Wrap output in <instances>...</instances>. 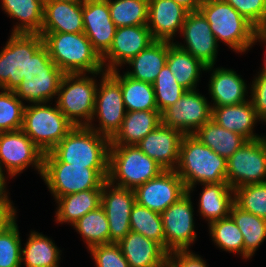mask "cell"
Segmentation results:
<instances>
[{"instance_id": "cell-44", "label": "cell", "mask_w": 266, "mask_h": 267, "mask_svg": "<svg viewBox=\"0 0 266 267\" xmlns=\"http://www.w3.org/2000/svg\"><path fill=\"white\" fill-rule=\"evenodd\" d=\"M21 263V240L14 220L0 234V267H20Z\"/></svg>"}, {"instance_id": "cell-40", "label": "cell", "mask_w": 266, "mask_h": 267, "mask_svg": "<svg viewBox=\"0 0 266 267\" xmlns=\"http://www.w3.org/2000/svg\"><path fill=\"white\" fill-rule=\"evenodd\" d=\"M208 224L211 236L218 247L233 253L240 252L244 257L243 235L230 216Z\"/></svg>"}, {"instance_id": "cell-50", "label": "cell", "mask_w": 266, "mask_h": 267, "mask_svg": "<svg viewBox=\"0 0 266 267\" xmlns=\"http://www.w3.org/2000/svg\"><path fill=\"white\" fill-rule=\"evenodd\" d=\"M177 4L183 6L189 12L198 11L202 0H173Z\"/></svg>"}, {"instance_id": "cell-35", "label": "cell", "mask_w": 266, "mask_h": 267, "mask_svg": "<svg viewBox=\"0 0 266 267\" xmlns=\"http://www.w3.org/2000/svg\"><path fill=\"white\" fill-rule=\"evenodd\" d=\"M229 216L243 235L244 258L253 256V253L266 238V219L242 210L235 203L231 207Z\"/></svg>"}, {"instance_id": "cell-1", "label": "cell", "mask_w": 266, "mask_h": 267, "mask_svg": "<svg viewBox=\"0 0 266 267\" xmlns=\"http://www.w3.org/2000/svg\"><path fill=\"white\" fill-rule=\"evenodd\" d=\"M51 60L64 74L103 71L102 57L84 33H39Z\"/></svg>"}, {"instance_id": "cell-37", "label": "cell", "mask_w": 266, "mask_h": 267, "mask_svg": "<svg viewBox=\"0 0 266 267\" xmlns=\"http://www.w3.org/2000/svg\"><path fill=\"white\" fill-rule=\"evenodd\" d=\"M108 6L116 28L147 26L149 0H108Z\"/></svg>"}, {"instance_id": "cell-23", "label": "cell", "mask_w": 266, "mask_h": 267, "mask_svg": "<svg viewBox=\"0 0 266 267\" xmlns=\"http://www.w3.org/2000/svg\"><path fill=\"white\" fill-rule=\"evenodd\" d=\"M130 267H164L168 251L158 242L130 231L117 243Z\"/></svg>"}, {"instance_id": "cell-26", "label": "cell", "mask_w": 266, "mask_h": 267, "mask_svg": "<svg viewBox=\"0 0 266 267\" xmlns=\"http://www.w3.org/2000/svg\"><path fill=\"white\" fill-rule=\"evenodd\" d=\"M161 123L158 110L126 112L121 128L110 139V145H137Z\"/></svg>"}, {"instance_id": "cell-14", "label": "cell", "mask_w": 266, "mask_h": 267, "mask_svg": "<svg viewBox=\"0 0 266 267\" xmlns=\"http://www.w3.org/2000/svg\"><path fill=\"white\" fill-rule=\"evenodd\" d=\"M8 174L17 175L33 164L41 176L43 173L44 152L20 129L0 132V164Z\"/></svg>"}, {"instance_id": "cell-30", "label": "cell", "mask_w": 266, "mask_h": 267, "mask_svg": "<svg viewBox=\"0 0 266 267\" xmlns=\"http://www.w3.org/2000/svg\"><path fill=\"white\" fill-rule=\"evenodd\" d=\"M204 189L200 196L199 210L209 223L226 218L230 215L234 204V190L227 182L204 183ZM231 193V194H230Z\"/></svg>"}, {"instance_id": "cell-31", "label": "cell", "mask_w": 266, "mask_h": 267, "mask_svg": "<svg viewBox=\"0 0 266 267\" xmlns=\"http://www.w3.org/2000/svg\"><path fill=\"white\" fill-rule=\"evenodd\" d=\"M45 0H2L10 17L22 21L12 33L39 34L42 29Z\"/></svg>"}, {"instance_id": "cell-3", "label": "cell", "mask_w": 266, "mask_h": 267, "mask_svg": "<svg viewBox=\"0 0 266 267\" xmlns=\"http://www.w3.org/2000/svg\"><path fill=\"white\" fill-rule=\"evenodd\" d=\"M107 178L108 168L63 163L51 151L44 153L42 179L55 199L89 189H102Z\"/></svg>"}, {"instance_id": "cell-48", "label": "cell", "mask_w": 266, "mask_h": 267, "mask_svg": "<svg viewBox=\"0 0 266 267\" xmlns=\"http://www.w3.org/2000/svg\"><path fill=\"white\" fill-rule=\"evenodd\" d=\"M166 266L167 267H207L205 262L200 258V256H197L188 250H177V251H172L168 253Z\"/></svg>"}, {"instance_id": "cell-43", "label": "cell", "mask_w": 266, "mask_h": 267, "mask_svg": "<svg viewBox=\"0 0 266 267\" xmlns=\"http://www.w3.org/2000/svg\"><path fill=\"white\" fill-rule=\"evenodd\" d=\"M0 93V132L20 130L23 124V102L14 91Z\"/></svg>"}, {"instance_id": "cell-38", "label": "cell", "mask_w": 266, "mask_h": 267, "mask_svg": "<svg viewBox=\"0 0 266 267\" xmlns=\"http://www.w3.org/2000/svg\"><path fill=\"white\" fill-rule=\"evenodd\" d=\"M72 226L86 240L89 249L96 245L110 243L109 223L102 206L85 214Z\"/></svg>"}, {"instance_id": "cell-13", "label": "cell", "mask_w": 266, "mask_h": 267, "mask_svg": "<svg viewBox=\"0 0 266 267\" xmlns=\"http://www.w3.org/2000/svg\"><path fill=\"white\" fill-rule=\"evenodd\" d=\"M100 88L96 89L93 115H98L100 127H87L111 139L121 128L127 110L123 101L121 85L108 73L102 72ZM98 113V114H97Z\"/></svg>"}, {"instance_id": "cell-7", "label": "cell", "mask_w": 266, "mask_h": 267, "mask_svg": "<svg viewBox=\"0 0 266 267\" xmlns=\"http://www.w3.org/2000/svg\"><path fill=\"white\" fill-rule=\"evenodd\" d=\"M35 103L25 106L21 130L44 153L50 152L74 125L57 107Z\"/></svg>"}, {"instance_id": "cell-42", "label": "cell", "mask_w": 266, "mask_h": 267, "mask_svg": "<svg viewBox=\"0 0 266 267\" xmlns=\"http://www.w3.org/2000/svg\"><path fill=\"white\" fill-rule=\"evenodd\" d=\"M234 203L242 210L266 219V182L234 189Z\"/></svg>"}, {"instance_id": "cell-53", "label": "cell", "mask_w": 266, "mask_h": 267, "mask_svg": "<svg viewBox=\"0 0 266 267\" xmlns=\"http://www.w3.org/2000/svg\"><path fill=\"white\" fill-rule=\"evenodd\" d=\"M63 2H71V3H77V4H83L85 0H58Z\"/></svg>"}, {"instance_id": "cell-18", "label": "cell", "mask_w": 266, "mask_h": 267, "mask_svg": "<svg viewBox=\"0 0 266 267\" xmlns=\"http://www.w3.org/2000/svg\"><path fill=\"white\" fill-rule=\"evenodd\" d=\"M180 32L183 33L187 46L176 45L201 61L207 66L206 70H212L218 43L202 13L199 10L188 12Z\"/></svg>"}, {"instance_id": "cell-45", "label": "cell", "mask_w": 266, "mask_h": 267, "mask_svg": "<svg viewBox=\"0 0 266 267\" xmlns=\"http://www.w3.org/2000/svg\"><path fill=\"white\" fill-rule=\"evenodd\" d=\"M89 250L97 267H130L117 243L96 245Z\"/></svg>"}, {"instance_id": "cell-39", "label": "cell", "mask_w": 266, "mask_h": 267, "mask_svg": "<svg viewBox=\"0 0 266 267\" xmlns=\"http://www.w3.org/2000/svg\"><path fill=\"white\" fill-rule=\"evenodd\" d=\"M131 231L137 232L152 239L165 248V235L161 214L152 211L137 202L130 214Z\"/></svg>"}, {"instance_id": "cell-47", "label": "cell", "mask_w": 266, "mask_h": 267, "mask_svg": "<svg viewBox=\"0 0 266 267\" xmlns=\"http://www.w3.org/2000/svg\"><path fill=\"white\" fill-rule=\"evenodd\" d=\"M252 85V105L254 106L257 116L266 122V69L255 78Z\"/></svg>"}, {"instance_id": "cell-25", "label": "cell", "mask_w": 266, "mask_h": 267, "mask_svg": "<svg viewBox=\"0 0 266 267\" xmlns=\"http://www.w3.org/2000/svg\"><path fill=\"white\" fill-rule=\"evenodd\" d=\"M211 108V119L223 128L240 134L247 140L262 138L253 134V126L259 118L251 101Z\"/></svg>"}, {"instance_id": "cell-19", "label": "cell", "mask_w": 266, "mask_h": 267, "mask_svg": "<svg viewBox=\"0 0 266 267\" xmlns=\"http://www.w3.org/2000/svg\"><path fill=\"white\" fill-rule=\"evenodd\" d=\"M155 42L147 26H127L116 28L113 42L109 50L102 56V63L106 64V72L116 70L117 66L128 63L142 50Z\"/></svg>"}, {"instance_id": "cell-34", "label": "cell", "mask_w": 266, "mask_h": 267, "mask_svg": "<svg viewBox=\"0 0 266 267\" xmlns=\"http://www.w3.org/2000/svg\"><path fill=\"white\" fill-rule=\"evenodd\" d=\"M101 196L102 189H89L58 197L56 220L74 224L85 214L101 206Z\"/></svg>"}, {"instance_id": "cell-16", "label": "cell", "mask_w": 266, "mask_h": 267, "mask_svg": "<svg viewBox=\"0 0 266 267\" xmlns=\"http://www.w3.org/2000/svg\"><path fill=\"white\" fill-rule=\"evenodd\" d=\"M134 192L138 204L161 214L185 195L187 189L175 170H164Z\"/></svg>"}, {"instance_id": "cell-27", "label": "cell", "mask_w": 266, "mask_h": 267, "mask_svg": "<svg viewBox=\"0 0 266 267\" xmlns=\"http://www.w3.org/2000/svg\"><path fill=\"white\" fill-rule=\"evenodd\" d=\"M211 75L209 91L215 104L212 107L246 102V84L236 72L232 69L217 68Z\"/></svg>"}, {"instance_id": "cell-51", "label": "cell", "mask_w": 266, "mask_h": 267, "mask_svg": "<svg viewBox=\"0 0 266 267\" xmlns=\"http://www.w3.org/2000/svg\"><path fill=\"white\" fill-rule=\"evenodd\" d=\"M5 189V177L2 171V167L0 164V205L3 204H12L8 199Z\"/></svg>"}, {"instance_id": "cell-20", "label": "cell", "mask_w": 266, "mask_h": 267, "mask_svg": "<svg viewBox=\"0 0 266 267\" xmlns=\"http://www.w3.org/2000/svg\"><path fill=\"white\" fill-rule=\"evenodd\" d=\"M84 34L102 57L111 47L116 31L108 0H85L83 3Z\"/></svg>"}, {"instance_id": "cell-41", "label": "cell", "mask_w": 266, "mask_h": 267, "mask_svg": "<svg viewBox=\"0 0 266 267\" xmlns=\"http://www.w3.org/2000/svg\"><path fill=\"white\" fill-rule=\"evenodd\" d=\"M153 87L157 109L160 113L175 104L187 91L177 83L175 76L167 65L161 69Z\"/></svg>"}, {"instance_id": "cell-11", "label": "cell", "mask_w": 266, "mask_h": 267, "mask_svg": "<svg viewBox=\"0 0 266 267\" xmlns=\"http://www.w3.org/2000/svg\"><path fill=\"white\" fill-rule=\"evenodd\" d=\"M226 162V181L233 190L266 182V145L262 138L247 140Z\"/></svg>"}, {"instance_id": "cell-52", "label": "cell", "mask_w": 266, "mask_h": 267, "mask_svg": "<svg viewBox=\"0 0 266 267\" xmlns=\"http://www.w3.org/2000/svg\"><path fill=\"white\" fill-rule=\"evenodd\" d=\"M255 39L266 41V19H264L255 30Z\"/></svg>"}, {"instance_id": "cell-15", "label": "cell", "mask_w": 266, "mask_h": 267, "mask_svg": "<svg viewBox=\"0 0 266 267\" xmlns=\"http://www.w3.org/2000/svg\"><path fill=\"white\" fill-rule=\"evenodd\" d=\"M190 192L161 213L165 235V249L170 253L189 249L196 239L193 222V208Z\"/></svg>"}, {"instance_id": "cell-6", "label": "cell", "mask_w": 266, "mask_h": 267, "mask_svg": "<svg viewBox=\"0 0 266 267\" xmlns=\"http://www.w3.org/2000/svg\"><path fill=\"white\" fill-rule=\"evenodd\" d=\"M164 169L137 145H110L107 180L131 190L158 176Z\"/></svg>"}, {"instance_id": "cell-2", "label": "cell", "mask_w": 266, "mask_h": 267, "mask_svg": "<svg viewBox=\"0 0 266 267\" xmlns=\"http://www.w3.org/2000/svg\"><path fill=\"white\" fill-rule=\"evenodd\" d=\"M226 159L204 145L193 134L184 135L175 171L183 180L187 192L196 182L219 183L227 182ZM180 168V169H179Z\"/></svg>"}, {"instance_id": "cell-36", "label": "cell", "mask_w": 266, "mask_h": 267, "mask_svg": "<svg viewBox=\"0 0 266 267\" xmlns=\"http://www.w3.org/2000/svg\"><path fill=\"white\" fill-rule=\"evenodd\" d=\"M59 254L52 240L32 232L25 249H21V261L24 260L26 267H58Z\"/></svg>"}, {"instance_id": "cell-5", "label": "cell", "mask_w": 266, "mask_h": 267, "mask_svg": "<svg viewBox=\"0 0 266 267\" xmlns=\"http://www.w3.org/2000/svg\"><path fill=\"white\" fill-rule=\"evenodd\" d=\"M199 11L208 21L216 41L245 52L256 41V27L223 0H202Z\"/></svg>"}, {"instance_id": "cell-28", "label": "cell", "mask_w": 266, "mask_h": 267, "mask_svg": "<svg viewBox=\"0 0 266 267\" xmlns=\"http://www.w3.org/2000/svg\"><path fill=\"white\" fill-rule=\"evenodd\" d=\"M167 54V41L153 42L128 62L134 70L128 71L126 75L132 79L153 84L161 69L166 65Z\"/></svg>"}, {"instance_id": "cell-49", "label": "cell", "mask_w": 266, "mask_h": 267, "mask_svg": "<svg viewBox=\"0 0 266 267\" xmlns=\"http://www.w3.org/2000/svg\"><path fill=\"white\" fill-rule=\"evenodd\" d=\"M12 204L0 205V234L15 220V209Z\"/></svg>"}, {"instance_id": "cell-22", "label": "cell", "mask_w": 266, "mask_h": 267, "mask_svg": "<svg viewBox=\"0 0 266 267\" xmlns=\"http://www.w3.org/2000/svg\"><path fill=\"white\" fill-rule=\"evenodd\" d=\"M188 10L173 0H149L147 27L155 41L171 42L182 26Z\"/></svg>"}, {"instance_id": "cell-10", "label": "cell", "mask_w": 266, "mask_h": 267, "mask_svg": "<svg viewBox=\"0 0 266 267\" xmlns=\"http://www.w3.org/2000/svg\"><path fill=\"white\" fill-rule=\"evenodd\" d=\"M44 44L40 34L12 33L0 52V88L14 91L28 73L29 57Z\"/></svg>"}, {"instance_id": "cell-32", "label": "cell", "mask_w": 266, "mask_h": 267, "mask_svg": "<svg viewBox=\"0 0 266 267\" xmlns=\"http://www.w3.org/2000/svg\"><path fill=\"white\" fill-rule=\"evenodd\" d=\"M108 73L121 85L127 112L158 110L153 84L132 79L126 74L120 76L117 69Z\"/></svg>"}, {"instance_id": "cell-54", "label": "cell", "mask_w": 266, "mask_h": 267, "mask_svg": "<svg viewBox=\"0 0 266 267\" xmlns=\"http://www.w3.org/2000/svg\"><path fill=\"white\" fill-rule=\"evenodd\" d=\"M262 139H263V141H264V143L266 145V138L265 137H262Z\"/></svg>"}, {"instance_id": "cell-4", "label": "cell", "mask_w": 266, "mask_h": 267, "mask_svg": "<svg viewBox=\"0 0 266 267\" xmlns=\"http://www.w3.org/2000/svg\"><path fill=\"white\" fill-rule=\"evenodd\" d=\"M110 139L87 126L74 128L51 150L63 163L108 168Z\"/></svg>"}, {"instance_id": "cell-21", "label": "cell", "mask_w": 266, "mask_h": 267, "mask_svg": "<svg viewBox=\"0 0 266 267\" xmlns=\"http://www.w3.org/2000/svg\"><path fill=\"white\" fill-rule=\"evenodd\" d=\"M184 134L162 123L148 133L137 146L155 160L164 170H175L179 159L181 141Z\"/></svg>"}, {"instance_id": "cell-24", "label": "cell", "mask_w": 266, "mask_h": 267, "mask_svg": "<svg viewBox=\"0 0 266 267\" xmlns=\"http://www.w3.org/2000/svg\"><path fill=\"white\" fill-rule=\"evenodd\" d=\"M83 4L45 0L40 33H83Z\"/></svg>"}, {"instance_id": "cell-29", "label": "cell", "mask_w": 266, "mask_h": 267, "mask_svg": "<svg viewBox=\"0 0 266 267\" xmlns=\"http://www.w3.org/2000/svg\"><path fill=\"white\" fill-rule=\"evenodd\" d=\"M166 65L175 76L177 83L186 90L196 89L201 69L205 71L207 68L201 61L173 42H168Z\"/></svg>"}, {"instance_id": "cell-33", "label": "cell", "mask_w": 266, "mask_h": 267, "mask_svg": "<svg viewBox=\"0 0 266 267\" xmlns=\"http://www.w3.org/2000/svg\"><path fill=\"white\" fill-rule=\"evenodd\" d=\"M193 135L226 160L247 141L240 134L223 128L212 119L201 126Z\"/></svg>"}, {"instance_id": "cell-46", "label": "cell", "mask_w": 266, "mask_h": 267, "mask_svg": "<svg viewBox=\"0 0 266 267\" xmlns=\"http://www.w3.org/2000/svg\"><path fill=\"white\" fill-rule=\"evenodd\" d=\"M257 27L266 19V0H223Z\"/></svg>"}, {"instance_id": "cell-12", "label": "cell", "mask_w": 266, "mask_h": 267, "mask_svg": "<svg viewBox=\"0 0 266 267\" xmlns=\"http://www.w3.org/2000/svg\"><path fill=\"white\" fill-rule=\"evenodd\" d=\"M211 115L212 108L206 98L196 90H187L175 104L161 113V119L164 126L189 135L207 123Z\"/></svg>"}, {"instance_id": "cell-17", "label": "cell", "mask_w": 266, "mask_h": 267, "mask_svg": "<svg viewBox=\"0 0 266 267\" xmlns=\"http://www.w3.org/2000/svg\"><path fill=\"white\" fill-rule=\"evenodd\" d=\"M112 186L108 180L103 183L101 206L109 223L110 243H118L131 231L130 214L136 197L134 190Z\"/></svg>"}, {"instance_id": "cell-9", "label": "cell", "mask_w": 266, "mask_h": 267, "mask_svg": "<svg viewBox=\"0 0 266 267\" xmlns=\"http://www.w3.org/2000/svg\"><path fill=\"white\" fill-rule=\"evenodd\" d=\"M97 88L95 80L83 76V73L63 75L57 93L56 105L74 126H88L91 124L90 120L94 119ZM79 117L83 118L84 121L86 119L87 122H82Z\"/></svg>"}, {"instance_id": "cell-8", "label": "cell", "mask_w": 266, "mask_h": 267, "mask_svg": "<svg viewBox=\"0 0 266 267\" xmlns=\"http://www.w3.org/2000/svg\"><path fill=\"white\" fill-rule=\"evenodd\" d=\"M64 73L51 60L43 44L29 57L28 73L14 90L16 96L32 103H47L59 90ZM56 94V95H55Z\"/></svg>"}]
</instances>
